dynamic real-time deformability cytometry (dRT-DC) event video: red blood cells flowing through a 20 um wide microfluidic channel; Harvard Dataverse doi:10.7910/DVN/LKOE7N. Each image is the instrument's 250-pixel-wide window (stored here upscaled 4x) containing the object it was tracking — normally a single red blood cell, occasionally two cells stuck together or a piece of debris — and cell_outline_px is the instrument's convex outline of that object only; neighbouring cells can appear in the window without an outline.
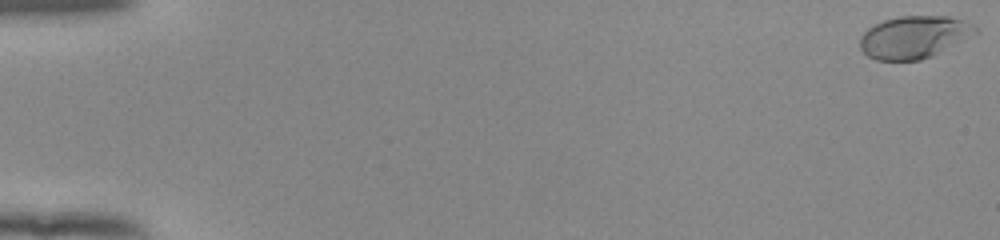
{"species": "human", "species_latin": "Homo sapiens", "temperature_condition": "room temperature", "stored_images_in_passage": 55, "camera_frame_rate_fps": 3000, "um_per_image_px": 0.085, "donor": {"sex": "female"}, "frame": {"image": 1, "passage_image": 1, "time_ms": 0.0, "image_size_px": [1000, 240], "cell_outline_px": [[980, 32], [932, 56], [920, 60], [876, 60], [868, 56], [860, 48], [860, 36], [868, 28], [884, 20], [900, 16], [948, 16], [964, 20], [980, 28]], "centroid_in_image_um": [77.73, 3.15], "position_along_channel_um": 7.3, "area_um2": 28.61}}
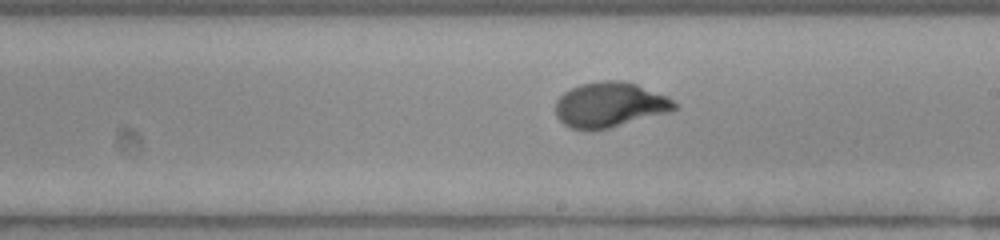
{"frame": {"image": 2, "passage_image": 33, "time_ms": 10.667, "image_size_px": [1000, 240], "cell_outline_px": [[680, 108], [668, 112], [608, 128], [572, 128], [564, 124], [556, 116], [556, 100], [564, 92], [580, 84], [604, 80], [624, 80], [636, 84], [668, 96], [680, 104]], "centroid_in_image_um": [51.88, 8.87], "position_along_channel_um": 237.1, "area_um2": 30.98}}
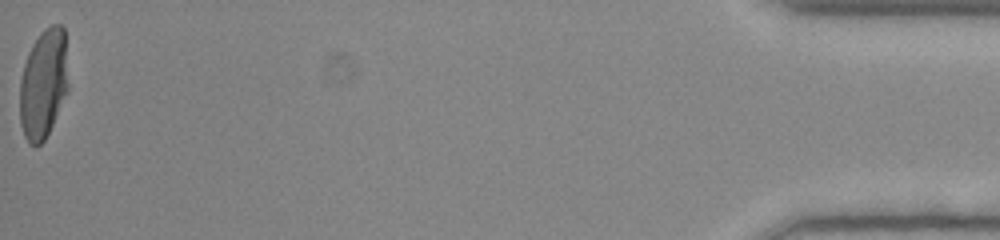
{"frame": {"image": 3, "passage_image": 55, "time_ms": 18.0, "image_size_px": [1000, 240], "cell_outline_px": [[68, 92], [44, 140], [36, 148], [28, 144], [24, 136], [20, 124], [20, 80], [24, 64], [28, 52], [32, 44], [40, 32], [44, 28], [52, 24], [60, 24], [64, 28], [68, 84]], "centroid_in_image_um": [3.68, 7.13], "position_along_channel_um": 431.5, "area_um2": 31.21}, "authors_computed_cell_mechanics": {"area_um2": 30.4606, "velocity_mm_per_s": 3.8788, "shape_relaxation_time_tau1_ms": 3.5688, "shape_relaxation_time_tau2_ms": null, "deformation_change_tau1": 0.1972, "deformation_change_tau2": null}}